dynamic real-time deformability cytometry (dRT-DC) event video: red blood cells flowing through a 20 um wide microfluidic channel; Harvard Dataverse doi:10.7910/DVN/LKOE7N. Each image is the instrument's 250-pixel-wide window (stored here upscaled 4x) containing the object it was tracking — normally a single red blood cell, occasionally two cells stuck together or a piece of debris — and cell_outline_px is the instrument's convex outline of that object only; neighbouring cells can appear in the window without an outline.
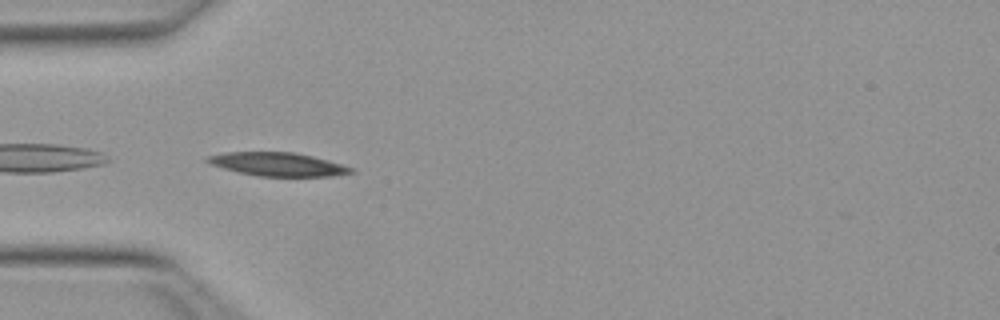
{"species": "Egyptian fruit bat (a non-hibernating species)", "species_latin": "Rousettus aegyptiacus", "temperature_condition": "warm", "stored_images_in_passage": 18, "camera_frame_rate_fps": 3000, "um_per_image_px": 0.085, "animal": {"sex": "female"}, "frame": {"image": 1, "passage_image": 1, "time_ms": 0.0, "image_size_px": [1000, 320], "cell_outline_px": [[356, 172], [332, 176], [256, 176], [224, 168], [212, 164], [204, 160], [208, 156], [224, 152], [296, 152], [328, 160], [356, 168]], "centroid_in_image_um": [23.67, 13.96], "position_along_channel_um": 61.3, "area_um2": 19.65}}
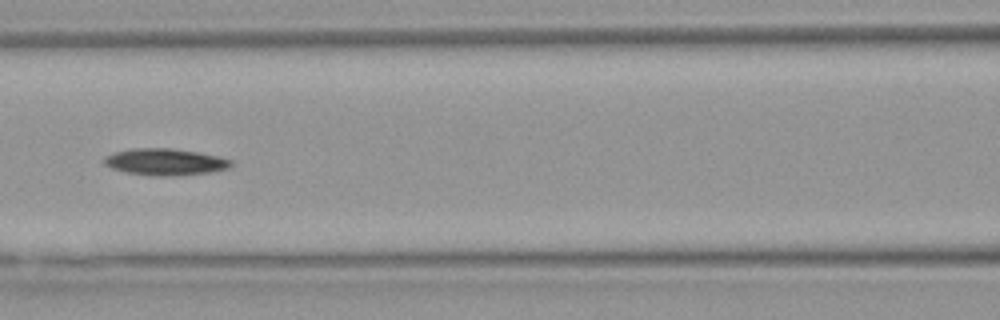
{"frame": {"image": 2, "passage_image": 8, "time_ms": 2.333, "image_size_px": [1000, 320], "cell_outline_px": [[232, 168], [212, 172], [176, 176], [152, 176], [124, 172], [112, 168], [104, 164], [104, 156], [112, 152], [128, 148], [172, 148], [200, 152], [232, 160]], "centroid_in_image_um": [14.03, 13.76], "position_along_channel_um": 152.6, "area_um2": 20.17}}
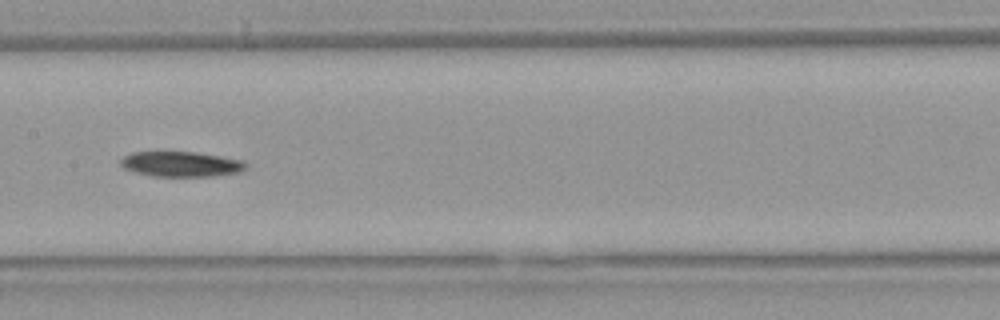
{"frame": {"image": 3, "passage_image": 11, "time_ms": 3.333, "image_size_px": [1000, 320], "cell_outline_px": [[248, 168], [240, 172], [212, 176], [152, 176], [136, 172], [124, 168], [120, 164], [120, 160], [124, 156], [132, 152], [192, 152], [220, 156], [244, 160], [248, 164]], "centroid_in_image_um": [15.43, 13.95], "position_along_channel_um": 192.0, "area_um2": 18.38}}